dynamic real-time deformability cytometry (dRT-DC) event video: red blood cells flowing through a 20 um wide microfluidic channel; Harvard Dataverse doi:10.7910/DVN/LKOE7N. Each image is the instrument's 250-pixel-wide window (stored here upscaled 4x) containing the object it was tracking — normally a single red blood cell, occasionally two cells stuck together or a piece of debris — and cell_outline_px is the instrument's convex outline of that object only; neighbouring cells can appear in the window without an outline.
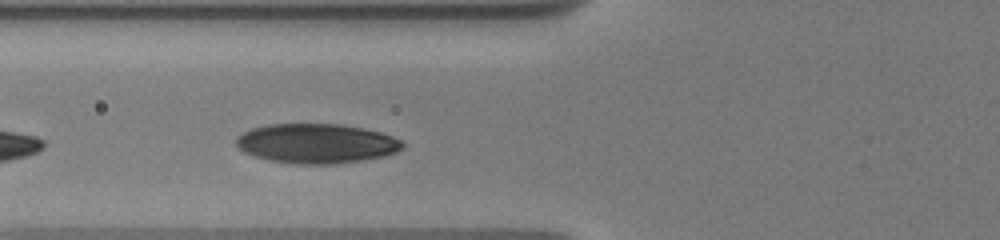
{"species": "human", "species_latin": "Homo sapiens", "temperature_condition": "warm", "stored_images_in_passage": 9, "camera_frame_rate_fps": 3000, "um_per_image_px": 0.085, "donor": {"sex": "male"}, "frame": {"image": 1, "passage_image": 3, "time_ms": 2.667, "image_size_px": [1000, 240], "cell_outline_px": [[404, 148], [396, 152], [384, 156], [336, 164], [296, 164], [272, 160], [256, 156], [244, 152], [236, 144], [236, 136], [252, 128], [268, 124], [340, 124], [364, 128], [380, 132], [404, 140]], "centroid_in_image_um": [26.94, 12.19], "position_along_channel_um": 98.9, "area_um2": 38.38}}
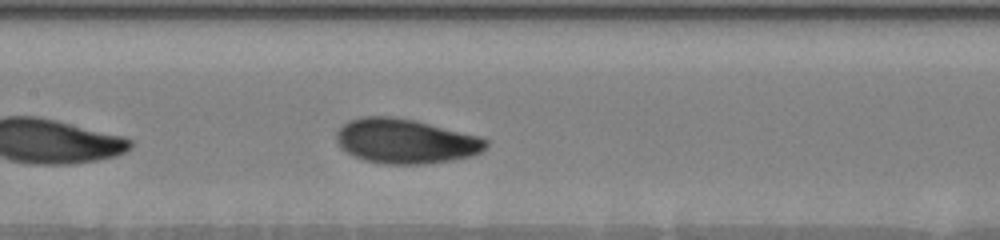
{"frame": {"image": 2, "passage_image": 6, "time_ms": 4.667, "image_size_px": [1000, 240], "cell_outline_px": [[488, 144], [480, 152], [468, 156], [452, 160], [424, 164], [384, 164], [364, 160], [348, 152], [336, 140], [336, 132], [348, 120], [360, 116], [396, 116], [416, 120], [480, 136], [488, 140]], "centroid_in_image_um": [34.47, 11.98], "position_along_channel_um": 172.9, "area_um2": 38.9}}